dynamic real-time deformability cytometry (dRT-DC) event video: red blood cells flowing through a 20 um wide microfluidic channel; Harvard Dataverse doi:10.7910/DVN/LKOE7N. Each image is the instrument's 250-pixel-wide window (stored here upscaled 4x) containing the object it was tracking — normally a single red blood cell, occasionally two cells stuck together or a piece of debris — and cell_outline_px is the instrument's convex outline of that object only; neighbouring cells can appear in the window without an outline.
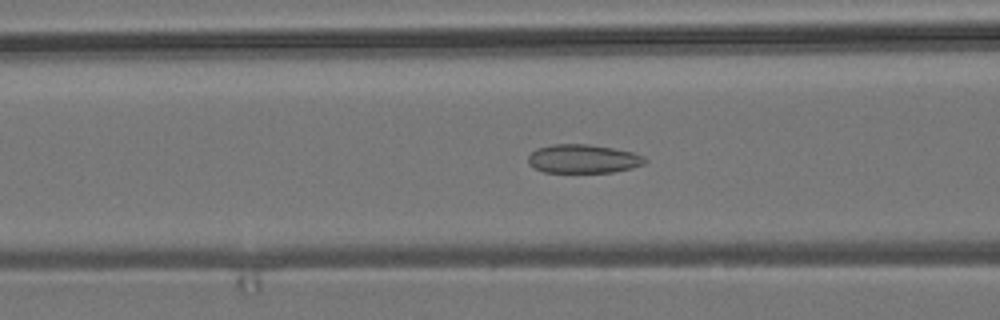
{"species": "common noctule bat (a hibernating species)", "species_latin": "Nyctalus noctula", "temperature_condition": "room temperature", "stored_images_in_passage": 54, "camera_frame_rate_fps": 3000, "um_per_image_px": 0.085, "animal": {"sex": "male", "body_mass_g": 19.2, "forearm_length_mm": 51.8}, "frame": {"image": 1, "passage_image": 21, "time_ms": 6.667, "image_size_px": [1000, 320], "cell_outline_px": [[648, 160], [644, 164], [632, 168], [612, 172], [544, 172], [528, 164], [528, 156], [536, 148], [552, 144], [588, 144], [612, 148], [632, 152], [644, 156]], "centroid_in_image_um": [49.57, 13.49], "position_along_channel_um": 117.0, "area_um2": 19.54}}
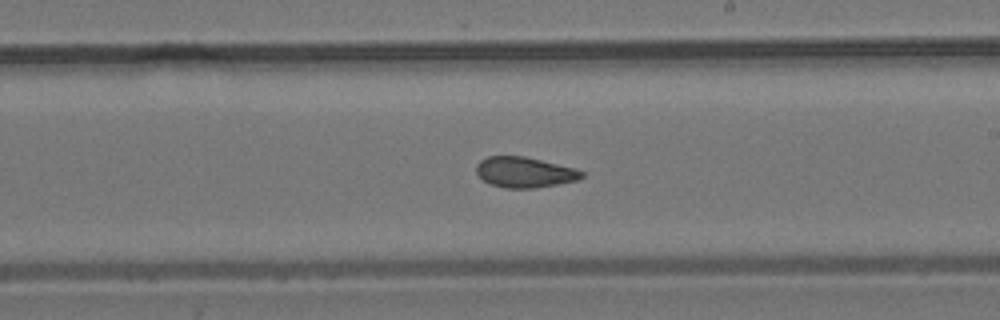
{"frame": {"image": 2, "passage_image": 31, "time_ms": 10.0, "image_size_px": [1000, 320], "cell_outline_px": [[584, 176], [576, 180], [536, 188], [504, 188], [488, 184], [476, 172], [476, 164], [480, 160], [488, 156], [524, 156], [576, 168], [584, 172]], "centroid_in_image_um": [44.57, 14.64], "position_along_channel_um": 244.4, "area_um2": 18.79}}
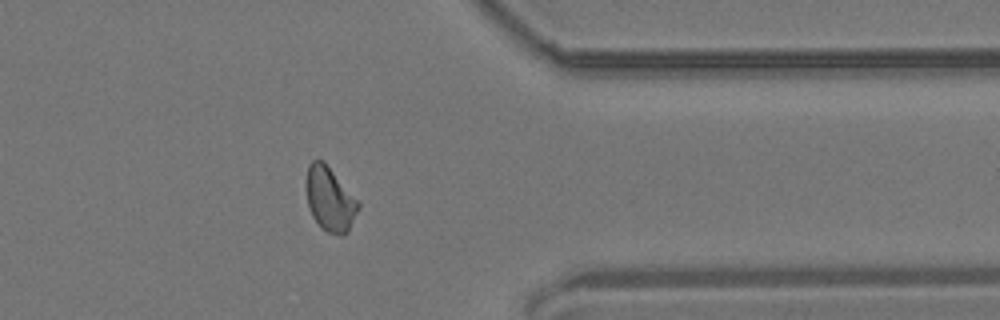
{"frame": {"image": 3, "passage_image": 43, "time_ms": 14.0, "image_size_px": [1000, 320], "cell_outline_px": [[360, 208], [348, 232], [344, 236], [328, 232], [320, 228], [312, 216], [308, 204], [304, 184], [308, 164], [312, 160], [324, 160], [360, 204]], "centroid_in_image_um": [28.01, 16.92], "position_along_channel_um": 383.4, "area_um2": 19.77}, "authors_computed_cell_mechanics": {"area_um2": 19.5653, "velocity_mm_per_s": 3.8147, "shape_relaxation_time_tau1_ms": null, "shape_relaxation_time_tau2_ms": 1.5995, "deformation_change_tau1": null, "deformation_change_tau2": 0.0752}}